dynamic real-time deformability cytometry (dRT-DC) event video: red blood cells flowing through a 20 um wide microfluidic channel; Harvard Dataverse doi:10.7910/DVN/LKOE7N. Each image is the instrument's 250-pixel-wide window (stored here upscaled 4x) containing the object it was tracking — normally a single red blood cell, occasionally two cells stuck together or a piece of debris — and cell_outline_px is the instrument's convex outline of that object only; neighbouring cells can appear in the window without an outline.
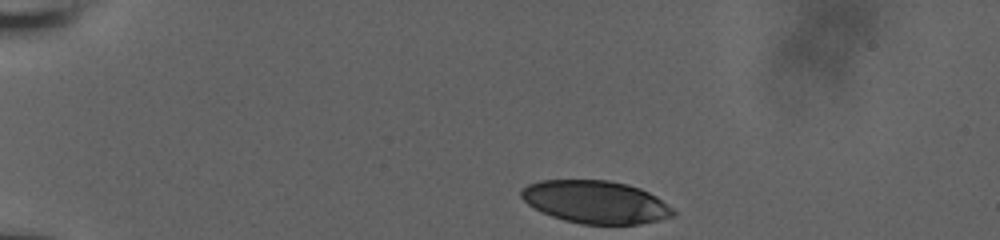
{"species": "human", "species_latin": "Homo sapiens", "temperature_condition": "room temperature", "stored_images_in_passage": 39, "camera_frame_rate_fps": 3000, "um_per_image_px": 0.085, "donor": {"sex": "male"}, "frame": {"image": 1, "passage_image": 1, "time_ms": 0.0, "image_size_px": [1000, 240], "cell_outline_px": [[676, 216], [660, 220], [640, 224], [580, 224], [564, 220], [540, 212], [528, 204], [520, 196], [520, 192], [528, 184], [540, 180], [608, 180], [628, 184], [640, 188], [656, 196], [672, 208], [676, 212]], "centroid_in_image_um": [50.64, 17.17], "position_along_channel_um": 34.4, "area_um2": 37.97}}
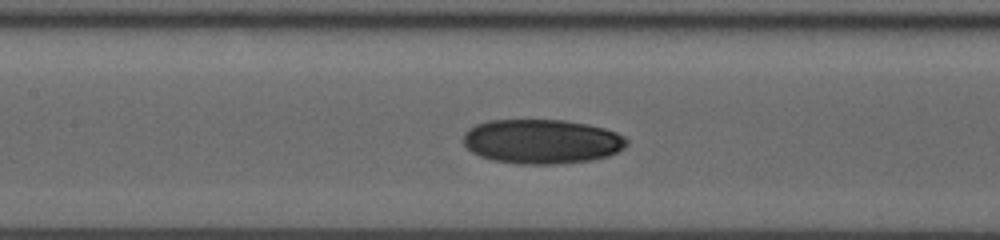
{"frame": {"image": 2, "passage_image": 17, "time_ms": 5.333, "image_size_px": [1000, 240], "cell_outline_px": [[628, 144], [624, 148], [608, 156], [592, 160], [556, 164], [520, 164], [492, 160], [480, 156], [472, 152], [464, 144], [464, 132], [468, 128], [476, 124], [488, 120], [564, 120], [588, 124], [604, 128], [616, 132], [624, 136], [628, 140]], "centroid_in_image_um": [46.06, 12.02], "position_along_channel_um": 161.3, "area_um2": 42.54}}
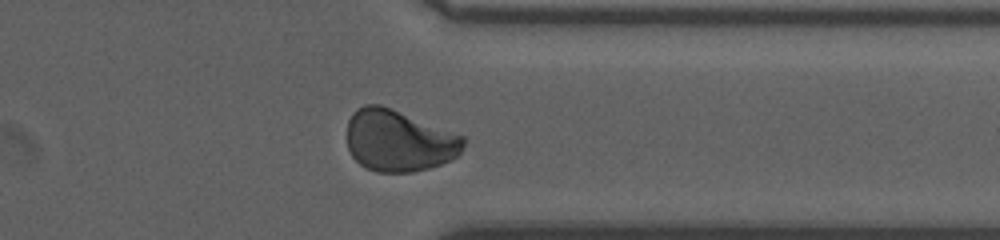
{"frame": {"image": 3, "passage_image": 34, "time_ms": 11.0, "image_size_px": [1000, 240], "cell_outline_px": [[464, 144], [460, 152], [452, 160], [428, 168], [412, 172], [376, 172], [364, 168], [352, 156], [348, 148], [348, 120], [352, 112], [356, 108], [364, 104], [380, 104], [464, 136]], "centroid_in_image_um": [33.87, 11.96], "position_along_channel_um": 377.5, "area_um2": 41.79}, "authors_computed_cell_mechanics": {"area_um2": 41.7894, "velocity_mm_per_s": 3.8337, "shape_relaxation_time_tau1_ms": 7.8016, "shape_relaxation_time_tau2_ms": 2.7974, "deformation_change_tau1": 0.1955, "deformation_change_tau2": 0.0532}}